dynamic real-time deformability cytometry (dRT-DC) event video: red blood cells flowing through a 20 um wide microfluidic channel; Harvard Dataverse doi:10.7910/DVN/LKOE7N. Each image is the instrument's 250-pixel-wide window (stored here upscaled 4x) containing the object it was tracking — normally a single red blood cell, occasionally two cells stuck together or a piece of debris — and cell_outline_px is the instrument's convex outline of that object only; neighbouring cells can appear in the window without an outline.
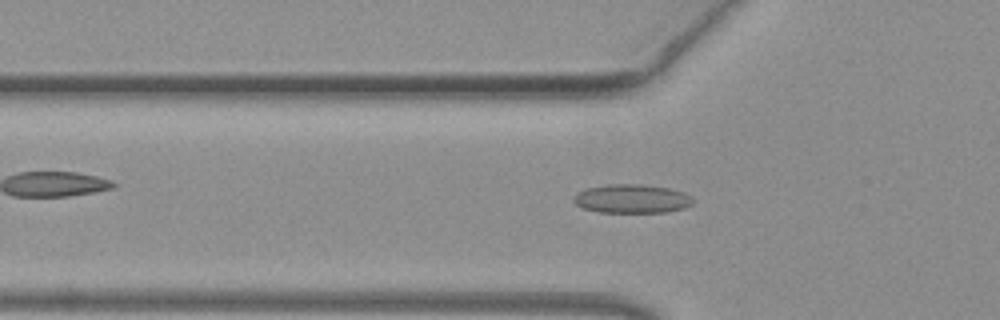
{"species": "common noctule bat (a hibernating species)", "species_latin": "Nyctalus noctula", "temperature_condition": "warm", "stored_images_in_passage": 50, "camera_frame_rate_fps": 3000, "um_per_image_px": 0.085, "animal": {"sex": "female", "body_mass_g": 19.3, "forearm_length_mm": 54.1}, "frame": {"image": 1, "passage_image": 16, "time_ms": 5.0, "image_size_px": [1000, 320], "cell_outline_px": [[692, 204], [684, 208], [668, 212], [600, 212], [584, 208], [576, 204], [572, 200], [576, 192], [584, 188], [608, 184], [640, 184], [668, 188], [684, 192], [692, 200]], "centroid_in_image_um": [53.66, 16.89], "position_along_channel_um": 72.1, "area_um2": 20.0}}
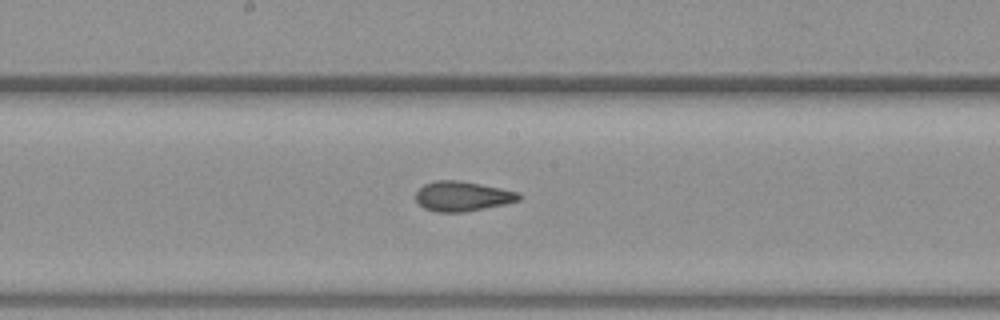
{"frame": {"image": 2, "passage_image": 26, "time_ms": 8.333, "image_size_px": [1000, 320], "cell_outline_px": [[520, 200], [504, 204], [464, 212], [436, 212], [424, 208], [416, 200], [416, 192], [424, 184], [436, 180], [460, 180], [520, 192]], "centroid_in_image_um": [39.29, 16.68], "position_along_channel_um": 208.9, "area_um2": 17.86}}
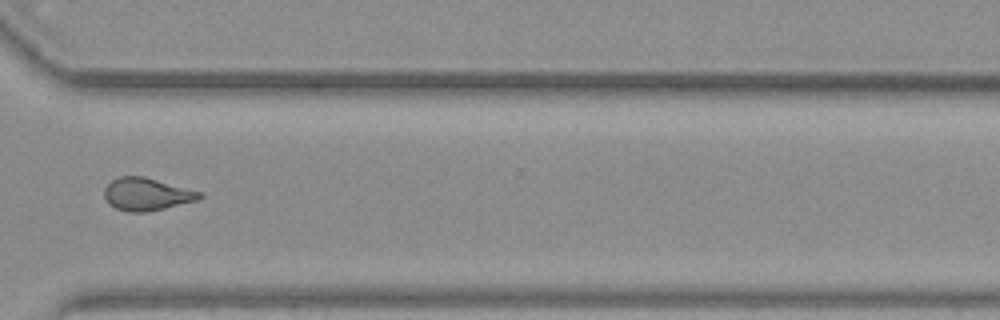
{"frame": {"image": 3, "passage_image": 37, "time_ms": 12.0, "image_size_px": [1000, 320], "cell_outline_px": [[204, 196], [200, 200], [148, 212], [128, 212], [116, 208], [104, 196], [104, 188], [112, 180], [120, 176], [144, 176], [204, 192]], "centroid_in_image_um": [12.55, 16.5], "position_along_channel_um": 358.1, "area_um2": 18.26}, "authors_computed_cell_mechanics": {"area_um2": 18.3804, "velocity_mm_per_s": 4.0842, "shape_relaxation_time_tau1_ms": null, "shape_relaxation_time_tau2_ms": 1.7251, "deformation_change_tau1": null, "deformation_change_tau2": 0.0933}}